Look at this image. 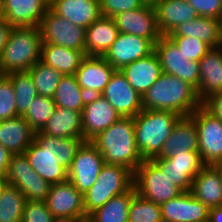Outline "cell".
Here are the masks:
<instances>
[{"label": "cell", "instance_id": "obj_1", "mask_svg": "<svg viewBox=\"0 0 222 222\" xmlns=\"http://www.w3.org/2000/svg\"><path fill=\"white\" fill-rule=\"evenodd\" d=\"M90 142L106 164L121 165L134 173L144 161L136 147L133 117L119 118Z\"/></svg>", "mask_w": 222, "mask_h": 222}, {"label": "cell", "instance_id": "obj_2", "mask_svg": "<svg viewBox=\"0 0 222 222\" xmlns=\"http://www.w3.org/2000/svg\"><path fill=\"white\" fill-rule=\"evenodd\" d=\"M200 105L192 85L166 73H162L142 96L143 109L172 111L180 116L191 115Z\"/></svg>", "mask_w": 222, "mask_h": 222}, {"label": "cell", "instance_id": "obj_3", "mask_svg": "<svg viewBox=\"0 0 222 222\" xmlns=\"http://www.w3.org/2000/svg\"><path fill=\"white\" fill-rule=\"evenodd\" d=\"M180 117L172 111L148 109H143L133 117L135 143L143 160H151L160 153Z\"/></svg>", "mask_w": 222, "mask_h": 222}, {"label": "cell", "instance_id": "obj_4", "mask_svg": "<svg viewBox=\"0 0 222 222\" xmlns=\"http://www.w3.org/2000/svg\"><path fill=\"white\" fill-rule=\"evenodd\" d=\"M40 27H13L0 56V74L28 71L40 61Z\"/></svg>", "mask_w": 222, "mask_h": 222}, {"label": "cell", "instance_id": "obj_5", "mask_svg": "<svg viewBox=\"0 0 222 222\" xmlns=\"http://www.w3.org/2000/svg\"><path fill=\"white\" fill-rule=\"evenodd\" d=\"M134 184V173L121 165L104 164L95 184L85 193L84 208L88 216L112 197L129 191Z\"/></svg>", "mask_w": 222, "mask_h": 222}, {"label": "cell", "instance_id": "obj_6", "mask_svg": "<svg viewBox=\"0 0 222 222\" xmlns=\"http://www.w3.org/2000/svg\"><path fill=\"white\" fill-rule=\"evenodd\" d=\"M133 186L141 197L159 205L183 192L152 160H144L136 168Z\"/></svg>", "mask_w": 222, "mask_h": 222}, {"label": "cell", "instance_id": "obj_7", "mask_svg": "<svg viewBox=\"0 0 222 222\" xmlns=\"http://www.w3.org/2000/svg\"><path fill=\"white\" fill-rule=\"evenodd\" d=\"M191 116L198 132V152L204 165L222 161V121L200 105Z\"/></svg>", "mask_w": 222, "mask_h": 222}, {"label": "cell", "instance_id": "obj_8", "mask_svg": "<svg viewBox=\"0 0 222 222\" xmlns=\"http://www.w3.org/2000/svg\"><path fill=\"white\" fill-rule=\"evenodd\" d=\"M42 43L82 51L85 54L86 28L72 24L49 8L40 23Z\"/></svg>", "mask_w": 222, "mask_h": 222}, {"label": "cell", "instance_id": "obj_9", "mask_svg": "<svg viewBox=\"0 0 222 222\" xmlns=\"http://www.w3.org/2000/svg\"><path fill=\"white\" fill-rule=\"evenodd\" d=\"M163 73L173 75L188 82L196 90L199 87V61H187L178 46L168 36L162 35L154 45Z\"/></svg>", "mask_w": 222, "mask_h": 222}, {"label": "cell", "instance_id": "obj_10", "mask_svg": "<svg viewBox=\"0 0 222 222\" xmlns=\"http://www.w3.org/2000/svg\"><path fill=\"white\" fill-rule=\"evenodd\" d=\"M45 203L54 219L86 222L84 197L70 180L52 184Z\"/></svg>", "mask_w": 222, "mask_h": 222}, {"label": "cell", "instance_id": "obj_11", "mask_svg": "<svg viewBox=\"0 0 222 222\" xmlns=\"http://www.w3.org/2000/svg\"><path fill=\"white\" fill-rule=\"evenodd\" d=\"M104 164L99 150L90 141L83 142L68 170V180L80 193L85 194L95 184Z\"/></svg>", "mask_w": 222, "mask_h": 222}, {"label": "cell", "instance_id": "obj_12", "mask_svg": "<svg viewBox=\"0 0 222 222\" xmlns=\"http://www.w3.org/2000/svg\"><path fill=\"white\" fill-rule=\"evenodd\" d=\"M163 174L183 192L191 190L192 181L205 166L198 151L174 154L169 158L151 159Z\"/></svg>", "mask_w": 222, "mask_h": 222}, {"label": "cell", "instance_id": "obj_13", "mask_svg": "<svg viewBox=\"0 0 222 222\" xmlns=\"http://www.w3.org/2000/svg\"><path fill=\"white\" fill-rule=\"evenodd\" d=\"M121 117H135L143 110L142 97L120 70H115L101 94Z\"/></svg>", "mask_w": 222, "mask_h": 222}, {"label": "cell", "instance_id": "obj_14", "mask_svg": "<svg viewBox=\"0 0 222 222\" xmlns=\"http://www.w3.org/2000/svg\"><path fill=\"white\" fill-rule=\"evenodd\" d=\"M121 116L102 95L87 97L82 111V131L85 141H91Z\"/></svg>", "mask_w": 222, "mask_h": 222}, {"label": "cell", "instance_id": "obj_15", "mask_svg": "<svg viewBox=\"0 0 222 222\" xmlns=\"http://www.w3.org/2000/svg\"><path fill=\"white\" fill-rule=\"evenodd\" d=\"M112 18L120 33L149 39L154 45L162 36L157 26L154 7L143 6L135 10L121 12Z\"/></svg>", "mask_w": 222, "mask_h": 222}, {"label": "cell", "instance_id": "obj_16", "mask_svg": "<svg viewBox=\"0 0 222 222\" xmlns=\"http://www.w3.org/2000/svg\"><path fill=\"white\" fill-rule=\"evenodd\" d=\"M154 51V44L146 38L128 33H118L116 41L103 56L116 70H120Z\"/></svg>", "mask_w": 222, "mask_h": 222}, {"label": "cell", "instance_id": "obj_17", "mask_svg": "<svg viewBox=\"0 0 222 222\" xmlns=\"http://www.w3.org/2000/svg\"><path fill=\"white\" fill-rule=\"evenodd\" d=\"M50 0H2L1 16L13 27H39Z\"/></svg>", "mask_w": 222, "mask_h": 222}, {"label": "cell", "instance_id": "obj_18", "mask_svg": "<svg viewBox=\"0 0 222 222\" xmlns=\"http://www.w3.org/2000/svg\"><path fill=\"white\" fill-rule=\"evenodd\" d=\"M115 70L103 56L86 55L74 76L88 96L101 95Z\"/></svg>", "mask_w": 222, "mask_h": 222}, {"label": "cell", "instance_id": "obj_19", "mask_svg": "<svg viewBox=\"0 0 222 222\" xmlns=\"http://www.w3.org/2000/svg\"><path fill=\"white\" fill-rule=\"evenodd\" d=\"M163 222H208L210 209L195 198L191 192H182L177 197L160 205Z\"/></svg>", "mask_w": 222, "mask_h": 222}, {"label": "cell", "instance_id": "obj_20", "mask_svg": "<svg viewBox=\"0 0 222 222\" xmlns=\"http://www.w3.org/2000/svg\"><path fill=\"white\" fill-rule=\"evenodd\" d=\"M198 142V132L194 118L191 115L181 116L155 159L198 151Z\"/></svg>", "mask_w": 222, "mask_h": 222}, {"label": "cell", "instance_id": "obj_21", "mask_svg": "<svg viewBox=\"0 0 222 222\" xmlns=\"http://www.w3.org/2000/svg\"><path fill=\"white\" fill-rule=\"evenodd\" d=\"M129 84L141 97L162 75V67L155 51L120 69Z\"/></svg>", "mask_w": 222, "mask_h": 222}, {"label": "cell", "instance_id": "obj_22", "mask_svg": "<svg viewBox=\"0 0 222 222\" xmlns=\"http://www.w3.org/2000/svg\"><path fill=\"white\" fill-rule=\"evenodd\" d=\"M199 87L197 96L202 103L213 94L222 92V46L210 49L199 60Z\"/></svg>", "mask_w": 222, "mask_h": 222}, {"label": "cell", "instance_id": "obj_23", "mask_svg": "<svg viewBox=\"0 0 222 222\" xmlns=\"http://www.w3.org/2000/svg\"><path fill=\"white\" fill-rule=\"evenodd\" d=\"M50 8L72 24L88 28L101 15L99 0H50Z\"/></svg>", "mask_w": 222, "mask_h": 222}, {"label": "cell", "instance_id": "obj_24", "mask_svg": "<svg viewBox=\"0 0 222 222\" xmlns=\"http://www.w3.org/2000/svg\"><path fill=\"white\" fill-rule=\"evenodd\" d=\"M35 131L23 116L0 121V144L11 154H23L34 141Z\"/></svg>", "mask_w": 222, "mask_h": 222}, {"label": "cell", "instance_id": "obj_25", "mask_svg": "<svg viewBox=\"0 0 222 222\" xmlns=\"http://www.w3.org/2000/svg\"><path fill=\"white\" fill-rule=\"evenodd\" d=\"M168 36L195 37L211 48H217L222 46V20L198 16L179 24Z\"/></svg>", "mask_w": 222, "mask_h": 222}, {"label": "cell", "instance_id": "obj_26", "mask_svg": "<svg viewBox=\"0 0 222 222\" xmlns=\"http://www.w3.org/2000/svg\"><path fill=\"white\" fill-rule=\"evenodd\" d=\"M154 8L157 26L162 35H168L179 24L199 16L186 0H161Z\"/></svg>", "mask_w": 222, "mask_h": 222}, {"label": "cell", "instance_id": "obj_27", "mask_svg": "<svg viewBox=\"0 0 222 222\" xmlns=\"http://www.w3.org/2000/svg\"><path fill=\"white\" fill-rule=\"evenodd\" d=\"M191 194L209 209L222 206V182L213 165H205L192 181Z\"/></svg>", "mask_w": 222, "mask_h": 222}, {"label": "cell", "instance_id": "obj_28", "mask_svg": "<svg viewBox=\"0 0 222 222\" xmlns=\"http://www.w3.org/2000/svg\"><path fill=\"white\" fill-rule=\"evenodd\" d=\"M118 33L114 19L101 16L86 28L85 55L104 56L116 41Z\"/></svg>", "mask_w": 222, "mask_h": 222}, {"label": "cell", "instance_id": "obj_29", "mask_svg": "<svg viewBox=\"0 0 222 222\" xmlns=\"http://www.w3.org/2000/svg\"><path fill=\"white\" fill-rule=\"evenodd\" d=\"M41 133L50 137L84 139L82 131V112L56 106Z\"/></svg>", "mask_w": 222, "mask_h": 222}, {"label": "cell", "instance_id": "obj_30", "mask_svg": "<svg viewBox=\"0 0 222 222\" xmlns=\"http://www.w3.org/2000/svg\"><path fill=\"white\" fill-rule=\"evenodd\" d=\"M33 170L51 185L68 180V170L35 141L24 151Z\"/></svg>", "mask_w": 222, "mask_h": 222}, {"label": "cell", "instance_id": "obj_31", "mask_svg": "<svg viewBox=\"0 0 222 222\" xmlns=\"http://www.w3.org/2000/svg\"><path fill=\"white\" fill-rule=\"evenodd\" d=\"M85 56L82 51L52 43H42L40 61L63 75H74Z\"/></svg>", "mask_w": 222, "mask_h": 222}, {"label": "cell", "instance_id": "obj_32", "mask_svg": "<svg viewBox=\"0 0 222 222\" xmlns=\"http://www.w3.org/2000/svg\"><path fill=\"white\" fill-rule=\"evenodd\" d=\"M34 141L67 170L71 167L77 149L86 142L85 139L50 137L40 131L35 132Z\"/></svg>", "mask_w": 222, "mask_h": 222}, {"label": "cell", "instance_id": "obj_33", "mask_svg": "<svg viewBox=\"0 0 222 222\" xmlns=\"http://www.w3.org/2000/svg\"><path fill=\"white\" fill-rule=\"evenodd\" d=\"M136 194L133 186L129 191L112 197L102 207L90 213L86 222H128L129 207Z\"/></svg>", "mask_w": 222, "mask_h": 222}, {"label": "cell", "instance_id": "obj_34", "mask_svg": "<svg viewBox=\"0 0 222 222\" xmlns=\"http://www.w3.org/2000/svg\"><path fill=\"white\" fill-rule=\"evenodd\" d=\"M88 95L77 83L74 75H64L53 96L56 106L82 112Z\"/></svg>", "mask_w": 222, "mask_h": 222}, {"label": "cell", "instance_id": "obj_35", "mask_svg": "<svg viewBox=\"0 0 222 222\" xmlns=\"http://www.w3.org/2000/svg\"><path fill=\"white\" fill-rule=\"evenodd\" d=\"M10 78L16 97L17 115L23 116L34 98L38 96L29 71L12 72L7 74Z\"/></svg>", "mask_w": 222, "mask_h": 222}, {"label": "cell", "instance_id": "obj_36", "mask_svg": "<svg viewBox=\"0 0 222 222\" xmlns=\"http://www.w3.org/2000/svg\"><path fill=\"white\" fill-rule=\"evenodd\" d=\"M26 202L17 187L7 185L0 196V222H21Z\"/></svg>", "mask_w": 222, "mask_h": 222}, {"label": "cell", "instance_id": "obj_37", "mask_svg": "<svg viewBox=\"0 0 222 222\" xmlns=\"http://www.w3.org/2000/svg\"><path fill=\"white\" fill-rule=\"evenodd\" d=\"M28 71L38 95L53 98L55 90L64 75L41 61L35 63Z\"/></svg>", "mask_w": 222, "mask_h": 222}, {"label": "cell", "instance_id": "obj_38", "mask_svg": "<svg viewBox=\"0 0 222 222\" xmlns=\"http://www.w3.org/2000/svg\"><path fill=\"white\" fill-rule=\"evenodd\" d=\"M55 108L56 105L52 98L38 95L31 102L23 117L35 132H39L44 128Z\"/></svg>", "mask_w": 222, "mask_h": 222}, {"label": "cell", "instance_id": "obj_39", "mask_svg": "<svg viewBox=\"0 0 222 222\" xmlns=\"http://www.w3.org/2000/svg\"><path fill=\"white\" fill-rule=\"evenodd\" d=\"M128 222H163L161 207L136 194L129 207Z\"/></svg>", "mask_w": 222, "mask_h": 222}, {"label": "cell", "instance_id": "obj_40", "mask_svg": "<svg viewBox=\"0 0 222 222\" xmlns=\"http://www.w3.org/2000/svg\"><path fill=\"white\" fill-rule=\"evenodd\" d=\"M36 174L24 153L12 154L6 173L8 185L22 186V179H28Z\"/></svg>", "mask_w": 222, "mask_h": 222}, {"label": "cell", "instance_id": "obj_41", "mask_svg": "<svg viewBox=\"0 0 222 222\" xmlns=\"http://www.w3.org/2000/svg\"><path fill=\"white\" fill-rule=\"evenodd\" d=\"M16 116L18 115L13 84L7 75L0 74V121Z\"/></svg>", "mask_w": 222, "mask_h": 222}, {"label": "cell", "instance_id": "obj_42", "mask_svg": "<svg viewBox=\"0 0 222 222\" xmlns=\"http://www.w3.org/2000/svg\"><path fill=\"white\" fill-rule=\"evenodd\" d=\"M178 46L187 61H199L212 49L208 44L195 37L169 36Z\"/></svg>", "mask_w": 222, "mask_h": 222}, {"label": "cell", "instance_id": "obj_43", "mask_svg": "<svg viewBox=\"0 0 222 222\" xmlns=\"http://www.w3.org/2000/svg\"><path fill=\"white\" fill-rule=\"evenodd\" d=\"M14 187H17L28 201H45L51 184L36 174L28 179H22V186Z\"/></svg>", "mask_w": 222, "mask_h": 222}, {"label": "cell", "instance_id": "obj_44", "mask_svg": "<svg viewBox=\"0 0 222 222\" xmlns=\"http://www.w3.org/2000/svg\"><path fill=\"white\" fill-rule=\"evenodd\" d=\"M54 220L45 201L27 200L21 222H53Z\"/></svg>", "mask_w": 222, "mask_h": 222}, {"label": "cell", "instance_id": "obj_45", "mask_svg": "<svg viewBox=\"0 0 222 222\" xmlns=\"http://www.w3.org/2000/svg\"><path fill=\"white\" fill-rule=\"evenodd\" d=\"M101 15L114 17L115 15L143 7L140 0H99Z\"/></svg>", "mask_w": 222, "mask_h": 222}, {"label": "cell", "instance_id": "obj_46", "mask_svg": "<svg viewBox=\"0 0 222 222\" xmlns=\"http://www.w3.org/2000/svg\"><path fill=\"white\" fill-rule=\"evenodd\" d=\"M199 16L222 20V0H186Z\"/></svg>", "mask_w": 222, "mask_h": 222}, {"label": "cell", "instance_id": "obj_47", "mask_svg": "<svg viewBox=\"0 0 222 222\" xmlns=\"http://www.w3.org/2000/svg\"><path fill=\"white\" fill-rule=\"evenodd\" d=\"M201 105L222 121V92L209 96Z\"/></svg>", "mask_w": 222, "mask_h": 222}, {"label": "cell", "instance_id": "obj_48", "mask_svg": "<svg viewBox=\"0 0 222 222\" xmlns=\"http://www.w3.org/2000/svg\"><path fill=\"white\" fill-rule=\"evenodd\" d=\"M12 29H13V26L10 25L4 18L0 19V56L8 41V38Z\"/></svg>", "mask_w": 222, "mask_h": 222}, {"label": "cell", "instance_id": "obj_49", "mask_svg": "<svg viewBox=\"0 0 222 222\" xmlns=\"http://www.w3.org/2000/svg\"><path fill=\"white\" fill-rule=\"evenodd\" d=\"M12 154L0 144V174H5L8 171Z\"/></svg>", "mask_w": 222, "mask_h": 222}, {"label": "cell", "instance_id": "obj_50", "mask_svg": "<svg viewBox=\"0 0 222 222\" xmlns=\"http://www.w3.org/2000/svg\"><path fill=\"white\" fill-rule=\"evenodd\" d=\"M208 222H222V206L210 208Z\"/></svg>", "mask_w": 222, "mask_h": 222}, {"label": "cell", "instance_id": "obj_51", "mask_svg": "<svg viewBox=\"0 0 222 222\" xmlns=\"http://www.w3.org/2000/svg\"><path fill=\"white\" fill-rule=\"evenodd\" d=\"M8 185V180L6 178L5 174H0V196L3 192V190L7 187Z\"/></svg>", "mask_w": 222, "mask_h": 222}, {"label": "cell", "instance_id": "obj_52", "mask_svg": "<svg viewBox=\"0 0 222 222\" xmlns=\"http://www.w3.org/2000/svg\"><path fill=\"white\" fill-rule=\"evenodd\" d=\"M143 6L155 7L161 0H140Z\"/></svg>", "mask_w": 222, "mask_h": 222}, {"label": "cell", "instance_id": "obj_53", "mask_svg": "<svg viewBox=\"0 0 222 222\" xmlns=\"http://www.w3.org/2000/svg\"><path fill=\"white\" fill-rule=\"evenodd\" d=\"M213 166H214V167L217 169V171L219 172V175H220V177H221V182H222V161L214 164Z\"/></svg>", "mask_w": 222, "mask_h": 222}, {"label": "cell", "instance_id": "obj_54", "mask_svg": "<svg viewBox=\"0 0 222 222\" xmlns=\"http://www.w3.org/2000/svg\"><path fill=\"white\" fill-rule=\"evenodd\" d=\"M53 222H75V221L55 219Z\"/></svg>", "mask_w": 222, "mask_h": 222}]
</instances>
